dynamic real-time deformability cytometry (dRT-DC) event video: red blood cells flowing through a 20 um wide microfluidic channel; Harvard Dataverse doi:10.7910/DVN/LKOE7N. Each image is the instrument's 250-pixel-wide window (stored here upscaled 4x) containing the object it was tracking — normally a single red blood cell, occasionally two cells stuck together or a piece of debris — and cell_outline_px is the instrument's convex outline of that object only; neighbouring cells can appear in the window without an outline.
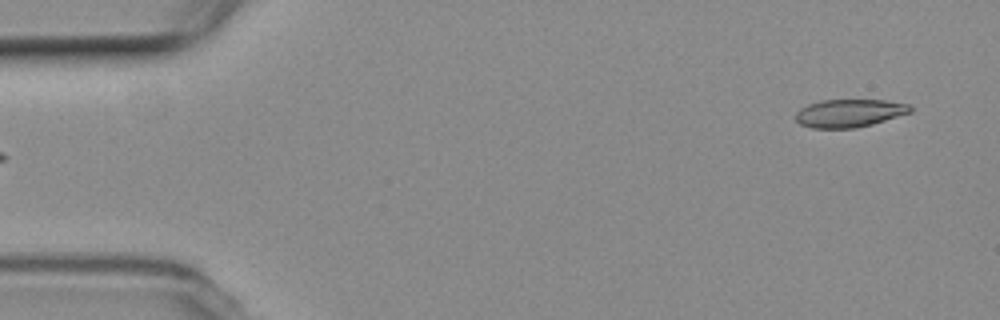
{"species": "common noctule bat (a hibernating species)", "species_latin": "Nyctalus noctula", "temperature_condition": "room temperature", "stored_images_in_passage": 6, "segment_of_instrument_passage": [2, 2], "camera_frame_rate_fps": 3000, "um_per_image_px": 0.085, "animal": {"sex": "female", "body_mass_g": 19.3, "forearm_length_mm": 54.1}, "frame": {"image": 1, "passage_image": 6, "time_ms": 6.333, "image_size_px": [1000, 320], "cell_outline_px": [[912, 112], [872, 124], [856, 128], [812, 128], [800, 124], [796, 120], [796, 112], [800, 108], [808, 104], [820, 100], [884, 100], [908, 104], [912, 108]], "centroid_in_image_um": [72.18, 9.62], "position_along_channel_um": 12.8, "area_um2": 18.67}}